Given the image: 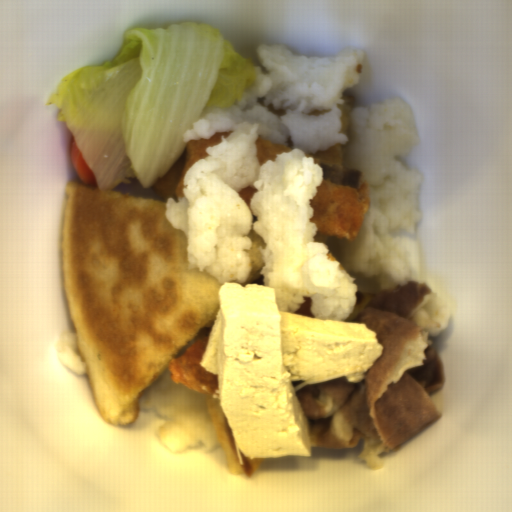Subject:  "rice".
<instances>
[{"label": "rice", "instance_id": "023b6e5f", "mask_svg": "<svg viewBox=\"0 0 512 512\" xmlns=\"http://www.w3.org/2000/svg\"><path fill=\"white\" fill-rule=\"evenodd\" d=\"M208 393L199 391L170 377L164 378L146 391L138 409H153L163 416L156 433L163 450L177 452L184 449L213 451L217 437L207 406Z\"/></svg>", "mask_w": 512, "mask_h": 512}, {"label": "rice", "instance_id": "652b925c", "mask_svg": "<svg viewBox=\"0 0 512 512\" xmlns=\"http://www.w3.org/2000/svg\"><path fill=\"white\" fill-rule=\"evenodd\" d=\"M256 57V81L241 98L215 108L185 133L184 145L232 131L189 168L182 197L164 203L168 222L187 235L188 266L220 286H246L247 233L253 229L266 250L260 274L248 285L273 289L280 312L295 314L309 297L314 319L344 322L358 292L419 281L430 295L409 317L425 338L436 337L448 326L450 310L440 279L423 263L413 238L422 217V179L402 160L421 137L405 99L352 109L345 135L339 133L338 104L364 73L363 48L296 56L281 42L257 46ZM259 136L283 145L292 136L293 151L259 166ZM342 143L346 167L367 177L371 199L353 242L329 238L324 244L314 240L309 206L322 170L305 155ZM248 185L258 190L251 207L237 193Z\"/></svg>", "mask_w": 512, "mask_h": 512}, {"label": "rice", "instance_id": "acb35da6", "mask_svg": "<svg viewBox=\"0 0 512 512\" xmlns=\"http://www.w3.org/2000/svg\"><path fill=\"white\" fill-rule=\"evenodd\" d=\"M211 330L212 328H205L202 332H200L194 339L193 341L178 355V357H180L182 354H184L192 345H194L196 342H198L199 340H202V339H206V338H209V335L211 333ZM177 357V358H178ZM176 358V359H177Z\"/></svg>", "mask_w": 512, "mask_h": 512}, {"label": "rice", "instance_id": "8eca5e8b", "mask_svg": "<svg viewBox=\"0 0 512 512\" xmlns=\"http://www.w3.org/2000/svg\"><path fill=\"white\" fill-rule=\"evenodd\" d=\"M58 360L78 375H85V368L75 330L64 331L56 342Z\"/></svg>", "mask_w": 512, "mask_h": 512}]
</instances>
